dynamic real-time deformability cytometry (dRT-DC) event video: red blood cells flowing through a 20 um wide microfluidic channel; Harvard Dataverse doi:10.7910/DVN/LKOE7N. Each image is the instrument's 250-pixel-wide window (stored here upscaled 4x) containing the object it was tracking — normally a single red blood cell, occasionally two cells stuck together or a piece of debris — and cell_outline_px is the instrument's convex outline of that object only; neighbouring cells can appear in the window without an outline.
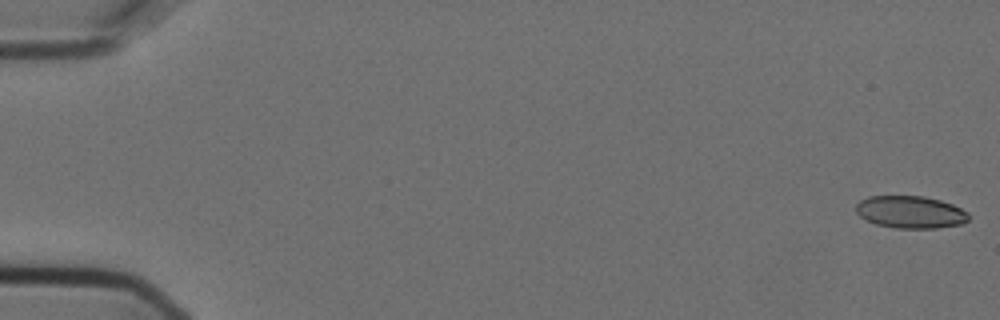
{"species": "Egyptian fruit bat (a non-hibernating species)", "species_latin": "Rousettus aegyptiacus", "temperature_condition": "cold", "stored_images_in_passage": 51, "camera_frame_rate_fps": 3000, "um_per_image_px": 0.085, "animal": {"sex": "female"}, "frame": {"image": 1, "passage_image": 1, "time_ms": 0.0, "image_size_px": [1000, 320], "cell_outline_px": [[968, 220], [960, 224], [936, 228], [896, 228], [876, 224], [860, 216], [856, 212], [856, 204], [860, 200], [868, 196], [924, 196], [940, 200], [952, 204], [968, 212]], "centroid_in_image_um": [77.38, 18.02], "position_along_channel_um": 7.6, "area_um2": 21.15}}
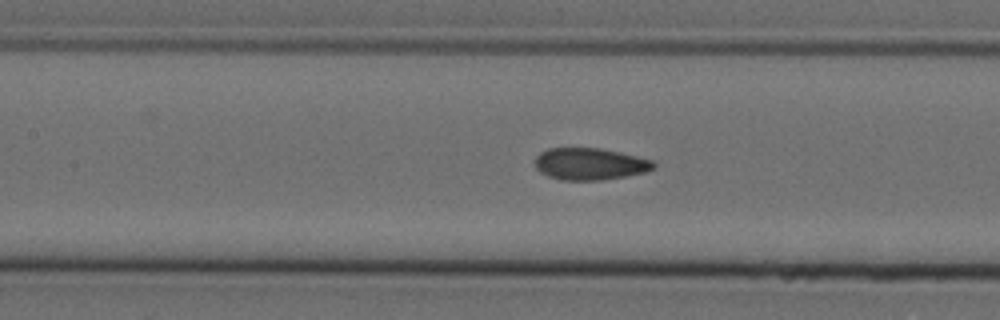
{"frame": {"image": 2, "passage_image": 26, "time_ms": 8.333, "image_size_px": [1000, 320], "cell_outline_px": [[656, 164], [652, 168], [644, 172], [624, 176], [600, 180], [560, 180], [548, 176], [540, 172], [536, 168], [536, 156], [540, 152], [548, 148], [600, 148], [620, 152], [652, 160]], "centroid_in_image_um": [50.1, 13.93], "position_along_channel_um": 157.3, "area_um2": 21.91}}
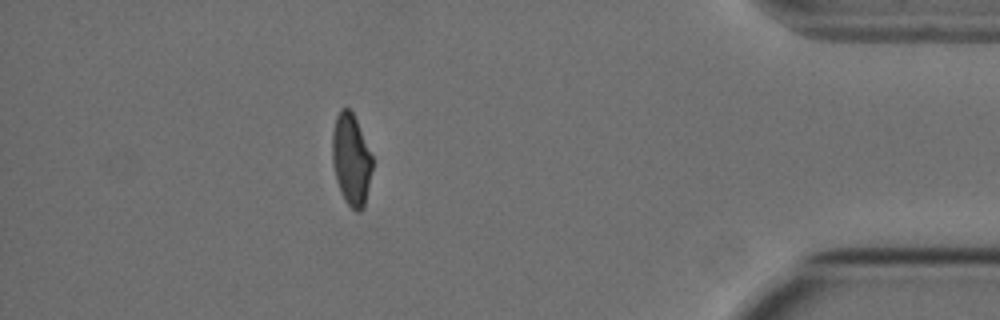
{"frame": {"image": 3, "passage_image": 50, "time_ms": 16.333, "image_size_px": [1000, 320], "cell_outline_px": [[372, 168], [364, 204], [360, 212], [356, 212], [344, 200], [340, 192], [336, 180], [332, 164], [332, 132], [336, 116], [340, 108], [348, 108], [352, 112], [356, 120], [372, 156]], "centroid_in_image_um": [29.82, 13.56], "position_along_channel_um": 405.4, "area_um2": 21.21}}